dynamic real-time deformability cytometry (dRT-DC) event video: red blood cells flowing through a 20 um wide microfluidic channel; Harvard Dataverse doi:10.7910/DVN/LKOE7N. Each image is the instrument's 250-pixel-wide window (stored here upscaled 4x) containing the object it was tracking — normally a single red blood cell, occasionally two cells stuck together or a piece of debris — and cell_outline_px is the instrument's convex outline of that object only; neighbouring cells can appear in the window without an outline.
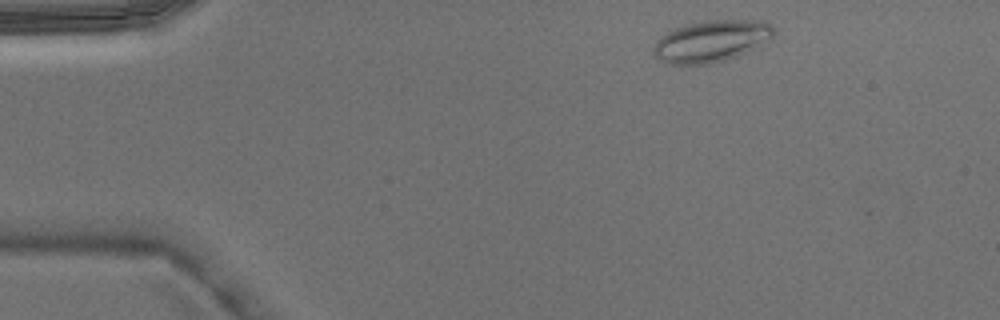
{"species": "Egyptian fruit bat (a non-hibernating species)", "species_latin": "Rousettus aegyptiacus", "temperature_condition": "warm", "stored_images_in_passage": 2, "camera_frame_rate_fps": 3000, "um_per_image_px": 0.085, "animal": {"sex": "male"}, "frame": {"image": 1, "passage_image": 1, "time_ms": 0.0, "image_size_px": [1000, 320], "cell_outline_px": [[776, 32], [772, 40], [736, 56], [724, 60], [708, 64], [668, 64], [660, 60], [652, 52], [652, 48], [656, 40], [660, 36], [684, 24], [704, 20], [764, 20]], "centroid_in_image_um": [60.46, 3.48], "position_along_channel_um": 24.5, "area_um2": 29.36}}